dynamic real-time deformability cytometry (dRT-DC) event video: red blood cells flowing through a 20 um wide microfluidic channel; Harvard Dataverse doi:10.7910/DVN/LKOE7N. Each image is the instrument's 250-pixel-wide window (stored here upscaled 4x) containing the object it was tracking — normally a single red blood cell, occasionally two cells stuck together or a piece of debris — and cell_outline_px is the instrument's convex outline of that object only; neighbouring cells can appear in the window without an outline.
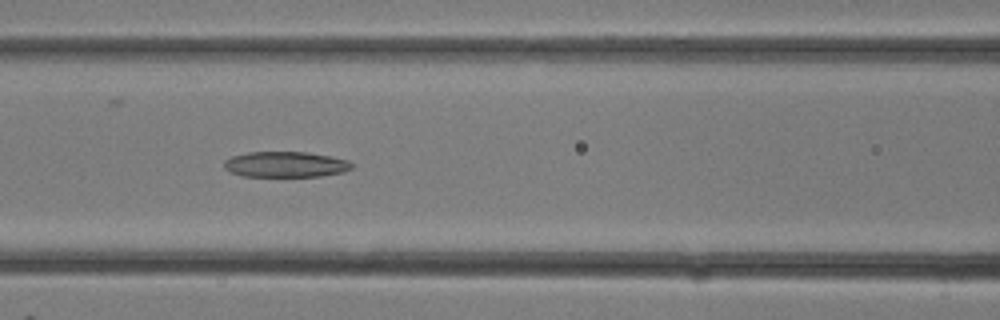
{"species": "common noctule bat (a hibernating species)", "species_latin": "Nyctalus noctula", "temperature_condition": "room temperature", "stored_images_in_passage": 27, "camera_frame_rate_fps": 3000, "um_per_image_px": 0.085, "animal": {"sex": "female"}, "frame": {"image": 1, "passage_image": 12, "time_ms": 3.667, "image_size_px": [1000, 320], "cell_outline_px": [[352, 168], [344, 172], [320, 176], [244, 176], [232, 172], [224, 168], [224, 160], [232, 156], [248, 152], [304, 152], [332, 156], [348, 160], [352, 164]], "centroid_in_image_um": [24.29, 13.97], "position_along_channel_um": 142.3, "area_um2": 19.02}}
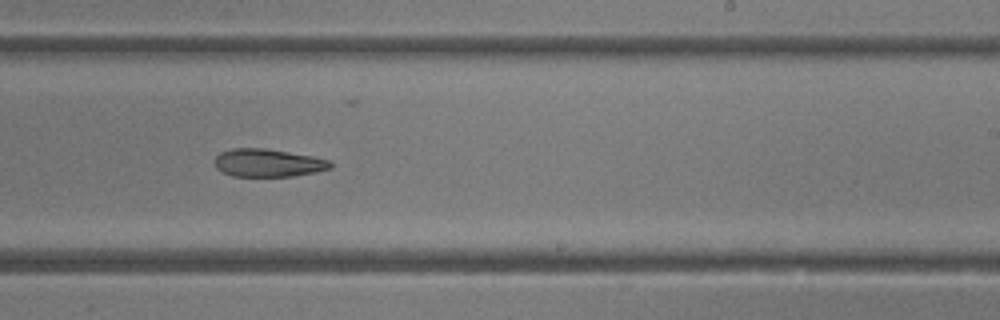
{"frame": {"image": 2, "passage_image": 17, "time_ms": 5.333, "image_size_px": [1000, 320], "cell_outline_px": [[332, 168], [316, 172], [292, 176], [232, 176], [216, 168], [216, 156], [220, 152], [232, 148], [264, 148], [312, 156], [332, 160]], "centroid_in_image_um": [22.81, 13.84], "position_along_channel_um": 266.2, "area_um2": 18.79}}
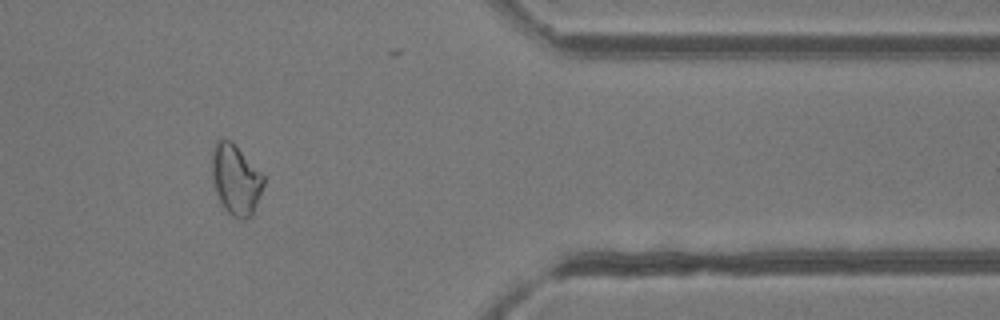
{"frame": {"image": 3, "passage_image": 23, "time_ms": 7.333, "image_size_px": [1000, 320], "cell_outline_px": [[264, 184], [252, 216], [248, 220], [240, 220], [232, 216], [224, 208], [212, 184], [212, 148], [216, 140], [220, 136], [228, 140], [264, 176]], "centroid_in_image_um": [20.01, 15.3], "position_along_channel_um": 391.4, "area_um2": 20.98}}